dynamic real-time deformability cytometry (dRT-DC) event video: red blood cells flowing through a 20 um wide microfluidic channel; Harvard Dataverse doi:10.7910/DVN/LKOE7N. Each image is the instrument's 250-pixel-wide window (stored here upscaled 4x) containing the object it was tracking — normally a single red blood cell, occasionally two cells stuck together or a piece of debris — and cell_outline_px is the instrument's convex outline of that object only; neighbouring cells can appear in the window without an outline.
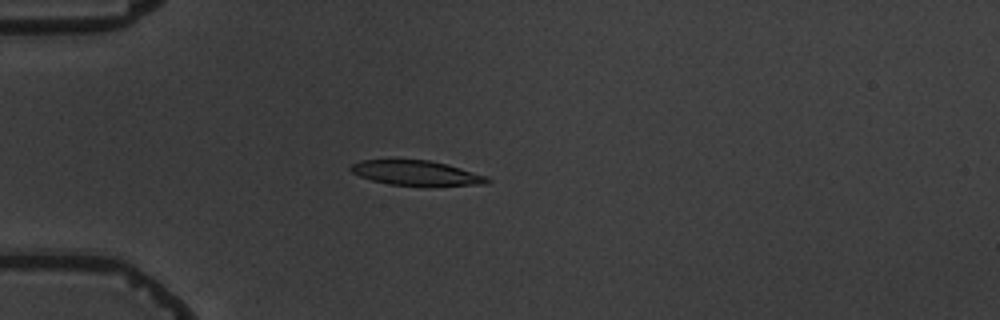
{"species": "common noctule bat (a hibernating species)", "species_latin": "Nyctalus noctula", "temperature_condition": "warm", "stored_images_in_passage": 4, "camera_frame_rate_fps": 3000, "um_per_image_px": 0.085, "animal": {"sex": "male", "body_mass_g": 19.5, "forearm_length_mm": 54.6}, "frame": {"image": 1, "passage_image": 4, "time_ms": 3.333, "image_size_px": [1000, 320], "cell_outline_px": [[492, 180], [488, 184], [392, 184], [372, 180], [360, 176], [352, 172], [348, 168], [352, 164], [360, 160], [428, 160], [448, 164], [488, 176]], "centroid_in_image_um": [35.38, 14.67], "position_along_channel_um": 49.6, "area_um2": 19.13}}